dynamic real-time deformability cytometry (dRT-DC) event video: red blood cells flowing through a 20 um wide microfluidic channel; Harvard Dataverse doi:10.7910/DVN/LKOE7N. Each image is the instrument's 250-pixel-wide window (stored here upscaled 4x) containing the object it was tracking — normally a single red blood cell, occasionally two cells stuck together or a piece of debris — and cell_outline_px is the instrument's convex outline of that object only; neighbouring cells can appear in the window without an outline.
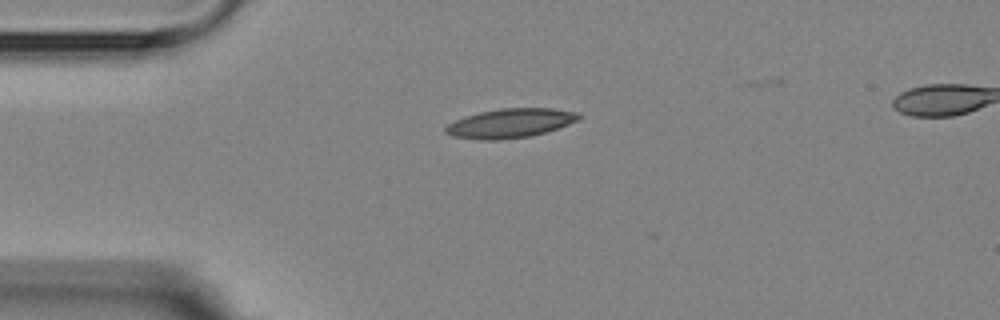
{"species": "Egyptian fruit bat (a non-hibernating species)", "species_latin": "Rousettus aegyptiacus", "temperature_condition": "room temperature", "stored_images_in_passage": 3, "segment_of_instrument_passage": [1, 2], "camera_frame_rate_fps": 3000, "um_per_image_px": 0.085, "animal": {"sex": "female"}, "frame": {"image": 1, "passage_image": 1, "time_ms": 0.0, "image_size_px": [1000, 320], "cell_outline_px": [[580, 120], [544, 132], [528, 136], [500, 140], [480, 140], [452, 136], [444, 132], [444, 128], [448, 124], [464, 116], [480, 112], [500, 108], [552, 108], [580, 112]], "centroid_in_image_um": [43.36, 10.46], "position_along_channel_um": 41.6, "area_um2": 22.66}}